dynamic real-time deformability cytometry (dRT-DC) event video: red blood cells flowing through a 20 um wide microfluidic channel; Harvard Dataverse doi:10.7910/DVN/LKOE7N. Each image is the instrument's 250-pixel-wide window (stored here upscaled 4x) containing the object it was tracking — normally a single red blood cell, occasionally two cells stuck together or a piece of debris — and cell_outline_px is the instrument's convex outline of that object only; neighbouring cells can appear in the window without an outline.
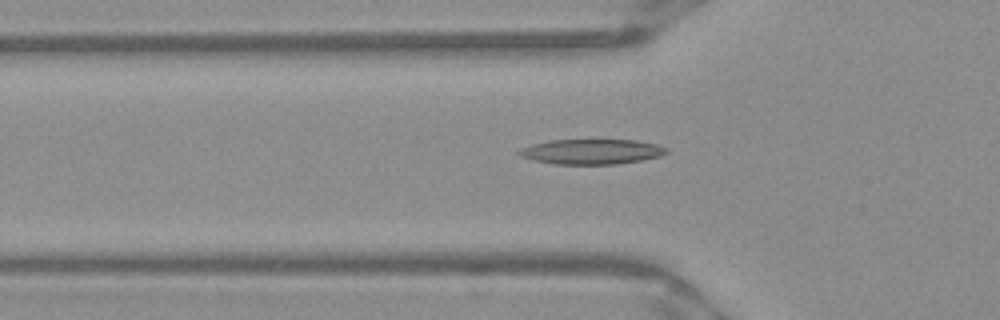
{"species": "Egyptian fruit bat (a non-hibernating species)", "species_latin": "Rousettus aegyptiacus", "temperature_condition": "warm", "stored_images_in_passage": 30, "camera_frame_rate_fps": 3000, "um_per_image_px": 0.085, "frame": {"image": 1, "passage_image": 2, "time_ms": 0.333, "image_size_px": [1000, 320], "cell_outline_px": [[668, 152], [660, 156], [640, 160], [616, 164], [556, 164], [532, 160], [520, 156], [516, 152], [520, 148], [552, 140], [636, 140], [656, 144], [668, 148]], "centroid_in_image_um": [50.29, 12.89], "position_along_channel_um": 75.5, "area_um2": 21.39}}
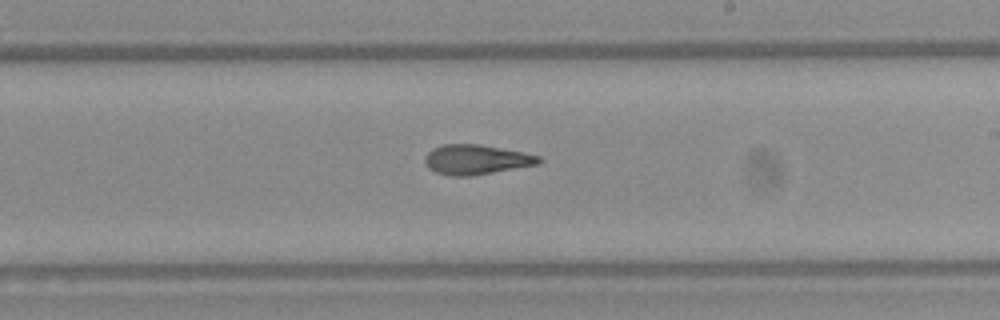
{"frame": {"image": 2, "passage_image": 15, "time_ms": 4.667, "image_size_px": [1000, 320], "cell_outline_px": [[544, 160], [540, 164], [468, 176], [452, 176], [436, 172], [428, 168], [424, 160], [428, 152], [432, 148], [444, 144], [480, 144], [524, 152], [540, 156]], "centroid_in_image_um": [40.5, 13.55], "position_along_channel_um": 248.5, "area_um2": 19.77}}
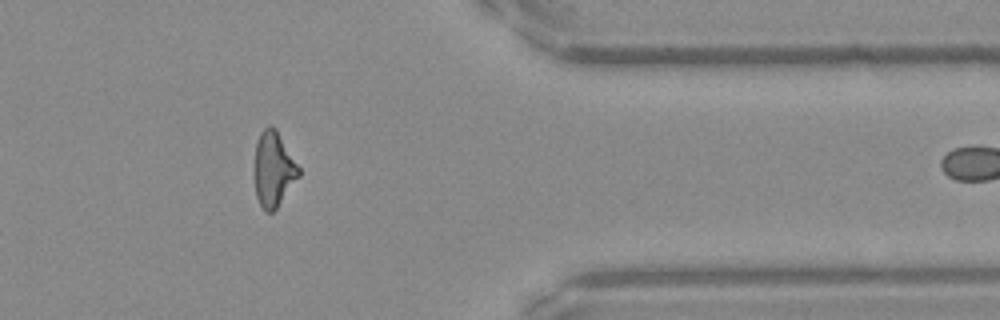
{"frame": {"image": 3, "passage_image": 27, "time_ms": 8.667, "image_size_px": [1000, 320], "cell_outline_px": [[300, 176], [276, 208], [272, 212], [264, 212], [256, 196], [256, 144], [260, 132], [268, 124], [272, 124], [276, 128], [300, 168]], "centroid_in_image_um": [23.27, 14.36], "position_along_channel_um": 388.1, "area_um2": 19.13}, "authors_computed_cell_mechanics": {"area_um2": 19.7098, "velocity_mm_per_s": 3.9565, "shape_relaxation_time_tau1_ms": null, "shape_relaxation_time_tau2_ms": 2.9139, "deformation_change_tau1": null, "deformation_change_tau2": 0.1229}}